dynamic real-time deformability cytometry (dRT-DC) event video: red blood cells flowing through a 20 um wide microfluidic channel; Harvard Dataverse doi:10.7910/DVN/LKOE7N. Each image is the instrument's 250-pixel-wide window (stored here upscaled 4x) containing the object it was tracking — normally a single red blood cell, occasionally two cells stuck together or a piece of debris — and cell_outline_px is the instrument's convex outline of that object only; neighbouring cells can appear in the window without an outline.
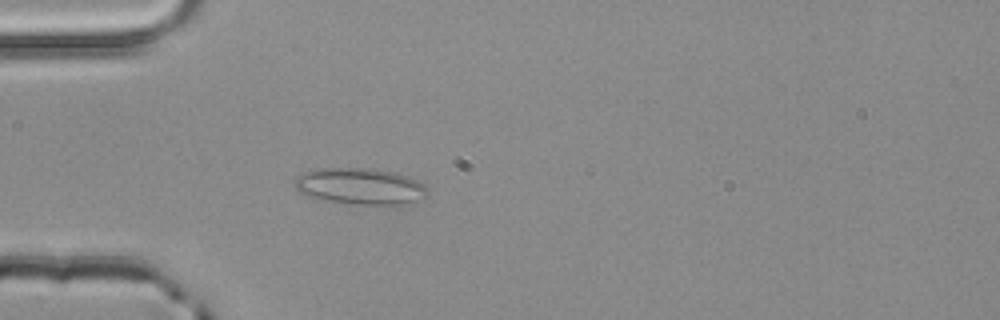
{"species": "common noctule bat (a hibernating species)", "species_latin": "Nyctalus noctula", "temperature_condition": "room temperature", "stored_images_in_passage": 2, "camera_frame_rate_fps": 3000, "um_per_image_px": 0.085, "animal": {"sex": "male", "body_mass_g": 20.4}, "frame": {"image": 1, "passage_image": 2, "time_ms": 0.333, "image_size_px": [1000, 320], "cell_outline_px": [[428, 192], [404, 204], [356, 204], [328, 200], [308, 196], [300, 192], [296, 188], [296, 176], [304, 172], [316, 168], [364, 168], [396, 172], [408, 176], [424, 184], [428, 188]], "centroid_in_image_um": [30.58, 15.81], "position_along_channel_um": 54.4, "area_um2": 27.63}}